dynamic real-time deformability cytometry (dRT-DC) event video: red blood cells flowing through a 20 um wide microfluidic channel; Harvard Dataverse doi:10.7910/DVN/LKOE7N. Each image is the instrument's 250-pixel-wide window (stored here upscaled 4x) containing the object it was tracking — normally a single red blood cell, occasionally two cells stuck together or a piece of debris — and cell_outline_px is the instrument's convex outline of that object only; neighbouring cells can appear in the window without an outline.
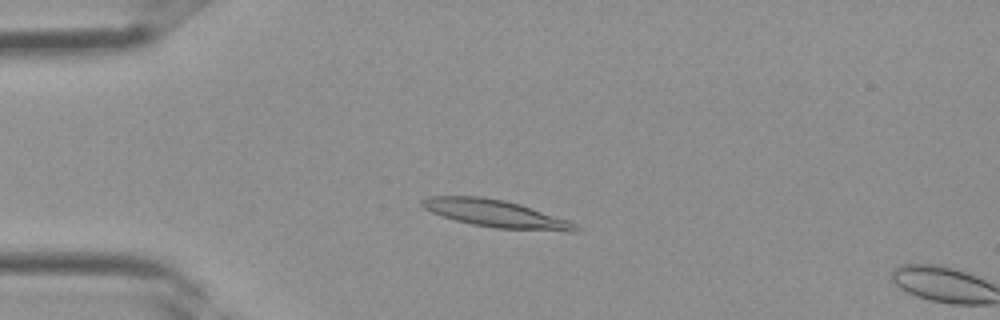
{"species": "Egyptian fruit bat (a non-hibernating species)", "species_latin": "Rousettus aegyptiacus", "temperature_condition": "room temperature", "stored_images_in_passage": 2, "camera_frame_rate_fps": 3000, "um_per_image_px": 0.085, "frame": {"image": 1, "passage_image": 1, "time_ms": 0.0, "image_size_px": [1000, 320], "cell_outline_px": [[580, 228], [576, 232], [568, 232], [496, 228], [472, 224], [456, 220], [432, 212], [424, 208], [420, 204], [420, 200], [428, 196], [484, 196], [504, 200], [520, 204], [568, 220], [576, 224]], "centroid_in_image_um": [42.16, 18.16], "position_along_channel_um": 42.8, "area_um2": 24.51}}